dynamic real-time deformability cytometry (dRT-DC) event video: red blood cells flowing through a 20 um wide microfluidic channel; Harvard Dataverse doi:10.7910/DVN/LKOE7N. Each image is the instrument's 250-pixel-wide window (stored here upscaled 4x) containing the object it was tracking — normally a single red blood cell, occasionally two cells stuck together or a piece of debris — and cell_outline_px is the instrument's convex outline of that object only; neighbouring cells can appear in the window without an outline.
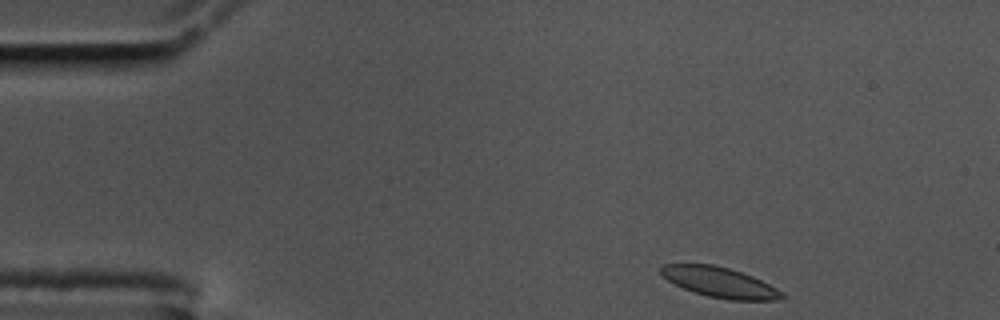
{"species": "common noctule bat (a hibernating species)", "species_latin": "Nyctalus noctula", "temperature_condition": "cold", "stored_images_in_passage": 51, "camera_frame_rate_fps": 3000, "um_per_image_px": 0.085, "animal": {"sex": "male", "body_mass_g": 17.5, "forearm_length_mm": 52.3}, "frame": {"image": 1, "passage_image": 1, "time_ms": 0.0, "image_size_px": [1000, 320], "cell_outline_px": [[788, 296], [780, 300], [728, 300], [708, 296], [684, 288], [668, 280], [660, 272], [660, 268], [664, 264], [712, 264], [728, 268], [752, 276], [784, 292]], "centroid_in_image_um": [61.23, 24.01], "position_along_channel_um": 23.8, "area_um2": 21.1}}
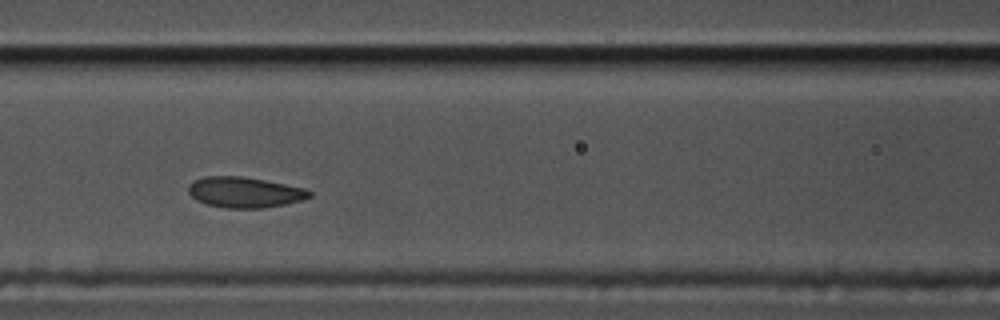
{"frame": {"image": 2, "passage_image": 18, "time_ms": 5.667, "image_size_px": [1000, 320], "cell_outline_px": [[312, 196], [304, 200], [264, 208], [228, 208], [208, 204], [196, 200], [188, 192], [188, 184], [192, 180], [204, 176], [240, 176], [264, 180], [304, 188], [312, 192]], "centroid_in_image_um": [20.78, 16.34], "position_along_channel_um": 145.8, "area_um2": 21.62}}
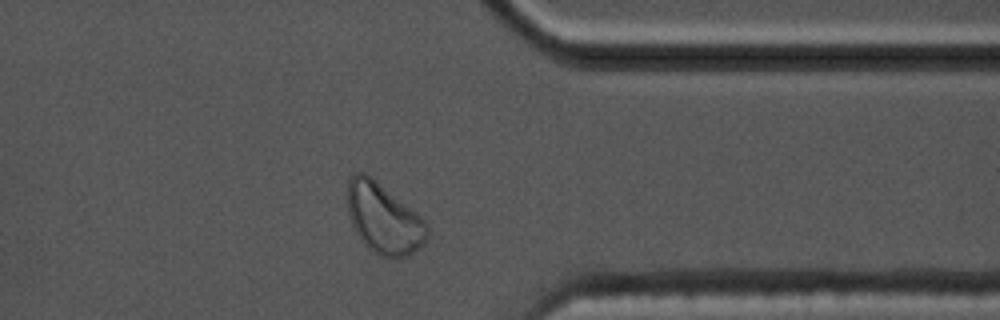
{"frame": {"image": 3, "passage_image": 39, "time_ms": 12.667, "image_size_px": [1000, 320], "cell_outline_px": [[428, 236], [424, 244], [420, 248], [408, 256], [380, 256], [368, 248], [360, 240], [352, 224], [348, 212], [348, 180], [356, 172], [364, 172], [376, 180], [416, 212], [424, 220], [428, 228]], "centroid_in_image_um": [32.62, 18.58], "position_along_channel_um": 378.8, "area_um2": 32.37}, "authors_computed_cell_mechanics": {"area_um2": 22.1374, "velocity_mm_per_s": 3.443, "shape_relaxation_time_tau1_ms": 4.3901, "shape_relaxation_time_tau2_ms": 2.2671, "deformation_change_tau1": 0.0798, "deformation_change_tau2": 0.0638}}